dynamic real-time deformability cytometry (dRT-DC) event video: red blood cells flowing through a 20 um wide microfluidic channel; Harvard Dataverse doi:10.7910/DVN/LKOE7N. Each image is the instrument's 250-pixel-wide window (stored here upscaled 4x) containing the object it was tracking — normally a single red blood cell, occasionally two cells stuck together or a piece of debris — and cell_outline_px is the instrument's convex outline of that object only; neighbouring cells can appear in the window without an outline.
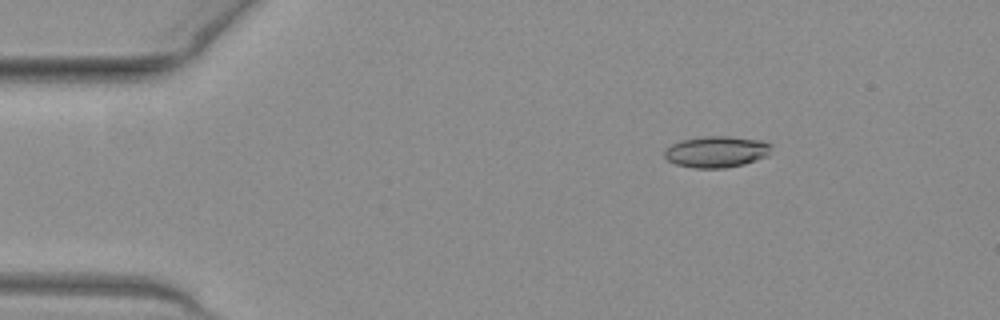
{"species": "common noctule bat (a hibernating species)", "species_latin": "Nyctalus noctula", "temperature_condition": "warm", "stored_images_in_passage": 45, "camera_frame_rate_fps": 3000, "um_per_image_px": 0.085, "animal": {"sex": "female", "body_mass_g": 19.3, "forearm_length_mm": 54.1}, "frame": {"image": 1, "passage_image": 1, "time_ms": 0.0, "image_size_px": [1000, 320], "cell_outline_px": [[772, 144], [768, 156], [744, 164], [724, 168], [692, 168], [676, 164], [668, 160], [664, 156], [664, 152], [672, 144], [680, 140], [704, 136], [728, 136], [764, 140]], "centroid_in_image_um": [60.93, 12.89], "position_along_channel_um": 24.1, "area_um2": 19.65}}
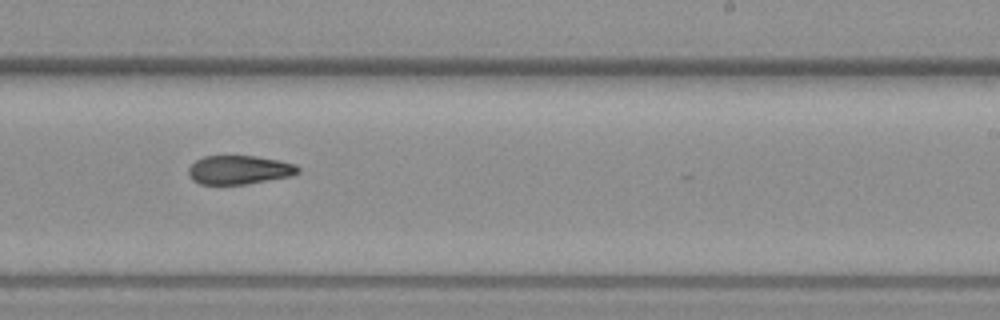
{"frame": {"image": 2, "passage_image": 25, "time_ms": 8.0, "image_size_px": [1000, 320], "cell_outline_px": [[300, 172], [292, 176], [248, 184], [200, 184], [192, 180], [188, 176], [188, 168], [196, 160], [204, 156], [256, 156], [280, 160], [296, 164], [300, 168]], "centroid_in_image_um": [20.35, 14.44], "position_along_channel_um": 268.6, "area_um2": 18.61}}
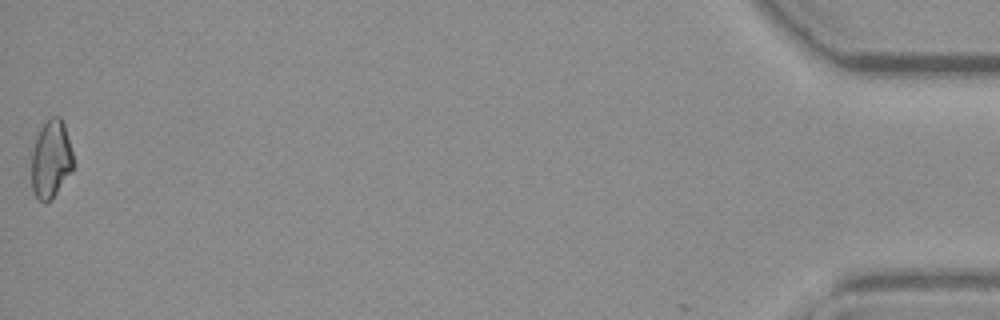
{"frame": {"image": 3, "passage_image": 45, "time_ms": 14.667, "image_size_px": [1000, 320], "cell_outline_px": [[72, 168], [52, 200], [44, 204], [36, 196], [32, 188], [32, 152], [36, 136], [40, 128], [52, 116], [60, 116], [64, 124], [72, 152]], "centroid_in_image_um": [4.31, 13.54], "position_along_channel_um": 430.9, "area_um2": 18.67}, "authors_computed_cell_mechanics": {"area_um2": 19.363, "velocity_mm_per_s": 3.9927, "shape_relaxation_time_tau1_ms": null, "shape_relaxation_time_tau2_ms": 10.6867, "deformation_change_tau1": null, "deformation_change_tau2": 0.2149}}